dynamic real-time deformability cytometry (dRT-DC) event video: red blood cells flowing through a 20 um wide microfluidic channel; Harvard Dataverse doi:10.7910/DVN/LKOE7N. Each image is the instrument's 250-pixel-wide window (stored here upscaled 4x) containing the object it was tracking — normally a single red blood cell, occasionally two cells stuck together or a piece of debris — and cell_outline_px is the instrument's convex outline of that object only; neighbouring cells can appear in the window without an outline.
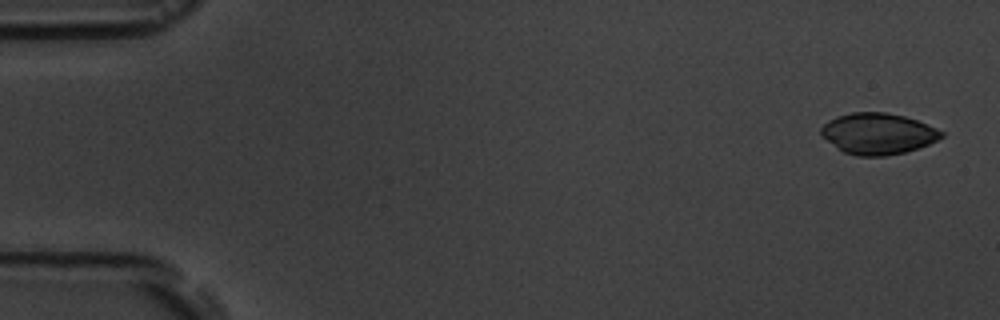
{"species": "common noctule bat (a hibernating species)", "species_latin": "Nyctalus noctula", "temperature_condition": "room temperature", "stored_images_in_passage": 5, "camera_frame_rate_fps": 3000, "um_per_image_px": 0.085, "animal": {"sex": "male", "body_mass_g": 19.5, "forearm_length_mm": 54.6}, "frame": {"image": 1, "passage_image": 1, "time_ms": 0.0, "image_size_px": [1000, 320], "cell_outline_px": [[944, 136], [928, 144], [904, 152], [888, 156], [856, 156], [844, 152], [820, 136], [820, 128], [828, 120], [836, 116], [852, 112], [884, 112], [904, 116], [916, 120], [936, 128], [944, 132]], "centroid_in_image_um": [74.59, 11.36], "position_along_channel_um": 10.4, "area_um2": 28.84}}